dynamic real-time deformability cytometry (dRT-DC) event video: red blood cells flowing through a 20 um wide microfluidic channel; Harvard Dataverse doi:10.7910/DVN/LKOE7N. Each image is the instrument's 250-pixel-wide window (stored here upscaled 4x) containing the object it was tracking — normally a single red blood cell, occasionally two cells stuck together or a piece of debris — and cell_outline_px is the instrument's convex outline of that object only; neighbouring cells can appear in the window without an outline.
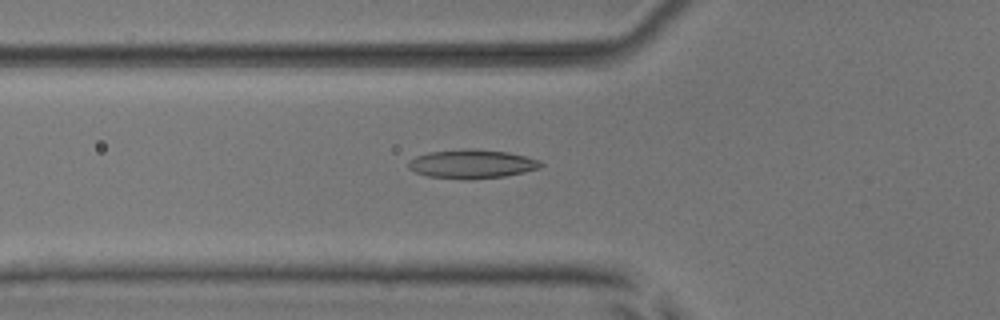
{"species": "common noctule bat (a hibernating species)", "species_latin": "Nyctalus noctula", "temperature_condition": "room temperature", "stored_images_in_passage": 53, "camera_frame_rate_fps": 3000, "um_per_image_px": 0.085, "animal": {"sex": "male", "body_mass_g": 17.9, "forearm_length_mm": 54.2}, "frame": {"image": 1, "passage_image": 19, "time_ms": 6.0, "image_size_px": [1000, 320], "cell_outline_px": [[544, 164], [540, 168], [524, 172], [504, 176], [428, 176], [416, 172], [408, 168], [408, 160], [416, 156], [428, 152], [464, 148], [468, 148], [508, 152], [540, 160]], "centroid_in_image_um": [40.12, 13.87], "position_along_channel_um": 85.7, "area_um2": 21.27}}
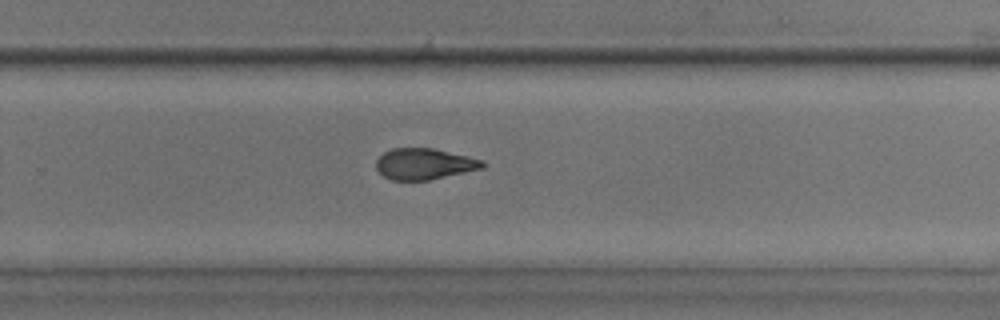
{"frame": {"image": 2, "passage_image": 35, "time_ms": 11.333, "image_size_px": [1000, 320], "cell_outline_px": [[484, 168], [428, 180], [392, 180], [384, 176], [376, 168], [376, 160], [384, 152], [392, 148], [432, 148], [468, 156], [484, 160]], "centroid_in_image_um": [36.06, 13.93], "position_along_channel_um": 293.7, "area_um2": 19.19}}
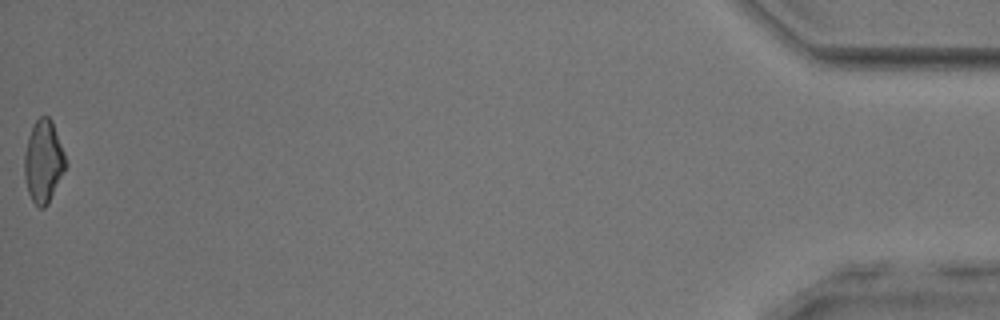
{"frame": {"image": 3, "passage_image": 53, "time_ms": 17.333, "image_size_px": [1000, 320], "cell_outline_px": [[68, 164], [48, 204], [44, 208], [40, 208], [32, 200], [28, 192], [24, 176], [24, 156], [28, 136], [32, 124], [40, 116], [48, 116], [52, 120], [64, 152]], "centroid_in_image_um": [3.69, 13.71], "position_along_channel_um": 431.5, "area_um2": 19.94}, "authors_computed_cell_mechanics": {"area_um2": 20.4034, "velocity_mm_per_s": 3.905, "shape_relaxation_time_tau1_ms": 3.9036, "shape_relaxation_time_tau2_ms": 1.9431, "deformation_change_tau1": 0.1388, "deformation_change_tau2": 0.0839}}